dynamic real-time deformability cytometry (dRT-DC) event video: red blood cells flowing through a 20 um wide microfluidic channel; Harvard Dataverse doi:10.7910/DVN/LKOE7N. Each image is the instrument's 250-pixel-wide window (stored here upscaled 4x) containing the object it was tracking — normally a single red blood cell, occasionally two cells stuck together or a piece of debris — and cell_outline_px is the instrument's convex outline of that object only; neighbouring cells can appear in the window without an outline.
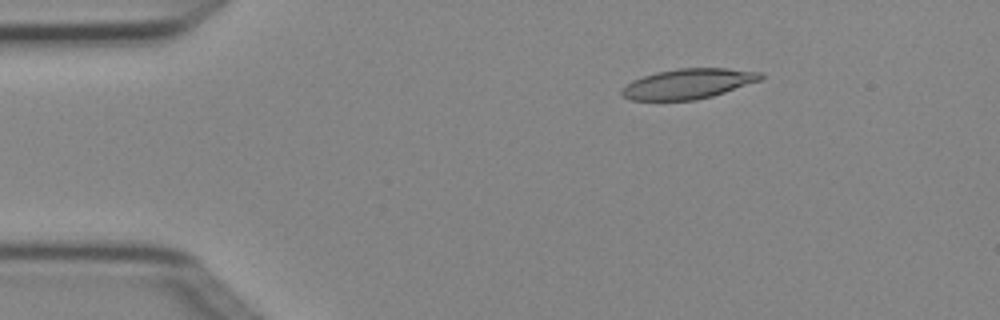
{"species": "Egyptian fruit bat (a non-hibernating species)", "species_latin": "Rousettus aegyptiacus", "temperature_condition": "cold", "stored_images_in_passage": 3, "camera_frame_rate_fps": 3000, "um_per_image_px": 0.085, "animal": {"sex": "female"}, "frame": {"image": 1, "passage_image": 2, "time_ms": 0.333, "image_size_px": [1000, 320], "cell_outline_px": [[764, 76], [760, 80], [712, 96], [696, 100], [632, 100], [624, 96], [620, 92], [632, 80], [656, 72], [676, 68], [728, 68], [760, 72]], "centroid_in_image_um": [58.5, 7.11], "position_along_channel_um": 26.5, "area_um2": 24.1}}